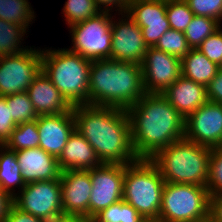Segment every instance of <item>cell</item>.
Returning a JSON list of instances; mask_svg holds the SVG:
<instances>
[{
	"mask_svg": "<svg viewBox=\"0 0 222 222\" xmlns=\"http://www.w3.org/2000/svg\"><path fill=\"white\" fill-rule=\"evenodd\" d=\"M75 131L94 148L101 163L129 165L138 160L125 109L77 105L72 108Z\"/></svg>",
	"mask_w": 222,
	"mask_h": 222,
	"instance_id": "cell-1",
	"label": "cell"
},
{
	"mask_svg": "<svg viewBox=\"0 0 222 222\" xmlns=\"http://www.w3.org/2000/svg\"><path fill=\"white\" fill-rule=\"evenodd\" d=\"M126 111L138 159H150L185 136V119L161 93H146Z\"/></svg>",
	"mask_w": 222,
	"mask_h": 222,
	"instance_id": "cell-2",
	"label": "cell"
},
{
	"mask_svg": "<svg viewBox=\"0 0 222 222\" xmlns=\"http://www.w3.org/2000/svg\"><path fill=\"white\" fill-rule=\"evenodd\" d=\"M145 94L141 65L113 59L92 60L89 105L127 110Z\"/></svg>",
	"mask_w": 222,
	"mask_h": 222,
	"instance_id": "cell-3",
	"label": "cell"
},
{
	"mask_svg": "<svg viewBox=\"0 0 222 222\" xmlns=\"http://www.w3.org/2000/svg\"><path fill=\"white\" fill-rule=\"evenodd\" d=\"M42 71L72 106L89 105V77L92 60L69 48L41 49Z\"/></svg>",
	"mask_w": 222,
	"mask_h": 222,
	"instance_id": "cell-4",
	"label": "cell"
},
{
	"mask_svg": "<svg viewBox=\"0 0 222 222\" xmlns=\"http://www.w3.org/2000/svg\"><path fill=\"white\" fill-rule=\"evenodd\" d=\"M211 148L185 137L159 150L149 160L165 182L207 186Z\"/></svg>",
	"mask_w": 222,
	"mask_h": 222,
	"instance_id": "cell-5",
	"label": "cell"
},
{
	"mask_svg": "<svg viewBox=\"0 0 222 222\" xmlns=\"http://www.w3.org/2000/svg\"><path fill=\"white\" fill-rule=\"evenodd\" d=\"M165 181L149 159L125 165L123 200L145 219H159Z\"/></svg>",
	"mask_w": 222,
	"mask_h": 222,
	"instance_id": "cell-6",
	"label": "cell"
},
{
	"mask_svg": "<svg viewBox=\"0 0 222 222\" xmlns=\"http://www.w3.org/2000/svg\"><path fill=\"white\" fill-rule=\"evenodd\" d=\"M210 194L207 187L165 182L159 222H209Z\"/></svg>",
	"mask_w": 222,
	"mask_h": 222,
	"instance_id": "cell-7",
	"label": "cell"
},
{
	"mask_svg": "<svg viewBox=\"0 0 222 222\" xmlns=\"http://www.w3.org/2000/svg\"><path fill=\"white\" fill-rule=\"evenodd\" d=\"M111 13L101 11L92 18L68 27L73 44L69 50L89 60L110 59Z\"/></svg>",
	"mask_w": 222,
	"mask_h": 222,
	"instance_id": "cell-8",
	"label": "cell"
},
{
	"mask_svg": "<svg viewBox=\"0 0 222 222\" xmlns=\"http://www.w3.org/2000/svg\"><path fill=\"white\" fill-rule=\"evenodd\" d=\"M29 47L21 53L0 57V97L26 92L41 72V49Z\"/></svg>",
	"mask_w": 222,
	"mask_h": 222,
	"instance_id": "cell-9",
	"label": "cell"
},
{
	"mask_svg": "<svg viewBox=\"0 0 222 222\" xmlns=\"http://www.w3.org/2000/svg\"><path fill=\"white\" fill-rule=\"evenodd\" d=\"M13 205L43 220L63 214L60 178L27 183L13 198Z\"/></svg>",
	"mask_w": 222,
	"mask_h": 222,
	"instance_id": "cell-10",
	"label": "cell"
},
{
	"mask_svg": "<svg viewBox=\"0 0 222 222\" xmlns=\"http://www.w3.org/2000/svg\"><path fill=\"white\" fill-rule=\"evenodd\" d=\"M125 165L106 164L90 170L92 191L89 199V221L102 209L123 199Z\"/></svg>",
	"mask_w": 222,
	"mask_h": 222,
	"instance_id": "cell-11",
	"label": "cell"
},
{
	"mask_svg": "<svg viewBox=\"0 0 222 222\" xmlns=\"http://www.w3.org/2000/svg\"><path fill=\"white\" fill-rule=\"evenodd\" d=\"M118 15L121 18L112 16L111 21L110 59L141 65L148 49L141 28L126 13Z\"/></svg>",
	"mask_w": 222,
	"mask_h": 222,
	"instance_id": "cell-12",
	"label": "cell"
},
{
	"mask_svg": "<svg viewBox=\"0 0 222 222\" xmlns=\"http://www.w3.org/2000/svg\"><path fill=\"white\" fill-rule=\"evenodd\" d=\"M186 139L209 148L222 147V104L207 101L185 119Z\"/></svg>",
	"mask_w": 222,
	"mask_h": 222,
	"instance_id": "cell-13",
	"label": "cell"
},
{
	"mask_svg": "<svg viewBox=\"0 0 222 222\" xmlns=\"http://www.w3.org/2000/svg\"><path fill=\"white\" fill-rule=\"evenodd\" d=\"M181 59L148 47L141 64L146 93H162L181 76Z\"/></svg>",
	"mask_w": 222,
	"mask_h": 222,
	"instance_id": "cell-14",
	"label": "cell"
},
{
	"mask_svg": "<svg viewBox=\"0 0 222 222\" xmlns=\"http://www.w3.org/2000/svg\"><path fill=\"white\" fill-rule=\"evenodd\" d=\"M126 14L141 28L148 47L170 29L166 15V0H128Z\"/></svg>",
	"mask_w": 222,
	"mask_h": 222,
	"instance_id": "cell-15",
	"label": "cell"
},
{
	"mask_svg": "<svg viewBox=\"0 0 222 222\" xmlns=\"http://www.w3.org/2000/svg\"><path fill=\"white\" fill-rule=\"evenodd\" d=\"M62 211L89 221L90 170H64L60 175Z\"/></svg>",
	"mask_w": 222,
	"mask_h": 222,
	"instance_id": "cell-16",
	"label": "cell"
},
{
	"mask_svg": "<svg viewBox=\"0 0 222 222\" xmlns=\"http://www.w3.org/2000/svg\"><path fill=\"white\" fill-rule=\"evenodd\" d=\"M36 122L40 137L39 147L58 158L69 136L75 130L73 112L39 115Z\"/></svg>",
	"mask_w": 222,
	"mask_h": 222,
	"instance_id": "cell-17",
	"label": "cell"
},
{
	"mask_svg": "<svg viewBox=\"0 0 222 222\" xmlns=\"http://www.w3.org/2000/svg\"><path fill=\"white\" fill-rule=\"evenodd\" d=\"M25 184L59 179L61 170L57 157L45 152L42 148H27L15 151Z\"/></svg>",
	"mask_w": 222,
	"mask_h": 222,
	"instance_id": "cell-18",
	"label": "cell"
},
{
	"mask_svg": "<svg viewBox=\"0 0 222 222\" xmlns=\"http://www.w3.org/2000/svg\"><path fill=\"white\" fill-rule=\"evenodd\" d=\"M26 92L38 116L56 115L72 111L73 107L42 70Z\"/></svg>",
	"mask_w": 222,
	"mask_h": 222,
	"instance_id": "cell-19",
	"label": "cell"
},
{
	"mask_svg": "<svg viewBox=\"0 0 222 222\" xmlns=\"http://www.w3.org/2000/svg\"><path fill=\"white\" fill-rule=\"evenodd\" d=\"M161 94L184 119L208 101L206 86L182 75Z\"/></svg>",
	"mask_w": 222,
	"mask_h": 222,
	"instance_id": "cell-20",
	"label": "cell"
},
{
	"mask_svg": "<svg viewBox=\"0 0 222 222\" xmlns=\"http://www.w3.org/2000/svg\"><path fill=\"white\" fill-rule=\"evenodd\" d=\"M57 160L61 171L91 170L102 164L94 148L75 130L69 136Z\"/></svg>",
	"mask_w": 222,
	"mask_h": 222,
	"instance_id": "cell-21",
	"label": "cell"
},
{
	"mask_svg": "<svg viewBox=\"0 0 222 222\" xmlns=\"http://www.w3.org/2000/svg\"><path fill=\"white\" fill-rule=\"evenodd\" d=\"M181 75L195 83L207 86L217 75L220 66L211 62L200 50L191 48L181 59Z\"/></svg>",
	"mask_w": 222,
	"mask_h": 222,
	"instance_id": "cell-22",
	"label": "cell"
},
{
	"mask_svg": "<svg viewBox=\"0 0 222 222\" xmlns=\"http://www.w3.org/2000/svg\"><path fill=\"white\" fill-rule=\"evenodd\" d=\"M25 185L15 151L0 145V188L14 198Z\"/></svg>",
	"mask_w": 222,
	"mask_h": 222,
	"instance_id": "cell-23",
	"label": "cell"
},
{
	"mask_svg": "<svg viewBox=\"0 0 222 222\" xmlns=\"http://www.w3.org/2000/svg\"><path fill=\"white\" fill-rule=\"evenodd\" d=\"M26 31L23 26L0 19V57L12 56L29 49L22 45Z\"/></svg>",
	"mask_w": 222,
	"mask_h": 222,
	"instance_id": "cell-24",
	"label": "cell"
},
{
	"mask_svg": "<svg viewBox=\"0 0 222 222\" xmlns=\"http://www.w3.org/2000/svg\"><path fill=\"white\" fill-rule=\"evenodd\" d=\"M29 0H0V19L23 26L27 32L36 18ZM30 24V25H29Z\"/></svg>",
	"mask_w": 222,
	"mask_h": 222,
	"instance_id": "cell-25",
	"label": "cell"
},
{
	"mask_svg": "<svg viewBox=\"0 0 222 222\" xmlns=\"http://www.w3.org/2000/svg\"><path fill=\"white\" fill-rule=\"evenodd\" d=\"M39 132L36 120L17 124L11 132L10 138L5 142V146L13 151L27 148L39 147Z\"/></svg>",
	"mask_w": 222,
	"mask_h": 222,
	"instance_id": "cell-26",
	"label": "cell"
},
{
	"mask_svg": "<svg viewBox=\"0 0 222 222\" xmlns=\"http://www.w3.org/2000/svg\"><path fill=\"white\" fill-rule=\"evenodd\" d=\"M145 218L129 203L120 201L102 209L91 222H142Z\"/></svg>",
	"mask_w": 222,
	"mask_h": 222,
	"instance_id": "cell-27",
	"label": "cell"
},
{
	"mask_svg": "<svg viewBox=\"0 0 222 222\" xmlns=\"http://www.w3.org/2000/svg\"><path fill=\"white\" fill-rule=\"evenodd\" d=\"M222 25L215 19L206 16L194 15L184 31L190 48H198L200 44Z\"/></svg>",
	"mask_w": 222,
	"mask_h": 222,
	"instance_id": "cell-28",
	"label": "cell"
},
{
	"mask_svg": "<svg viewBox=\"0 0 222 222\" xmlns=\"http://www.w3.org/2000/svg\"><path fill=\"white\" fill-rule=\"evenodd\" d=\"M66 24L70 27L96 16L101 10L94 0H67L62 9Z\"/></svg>",
	"mask_w": 222,
	"mask_h": 222,
	"instance_id": "cell-29",
	"label": "cell"
},
{
	"mask_svg": "<svg viewBox=\"0 0 222 222\" xmlns=\"http://www.w3.org/2000/svg\"><path fill=\"white\" fill-rule=\"evenodd\" d=\"M4 98L16 124L32 122L37 119L38 115L27 92L12 94Z\"/></svg>",
	"mask_w": 222,
	"mask_h": 222,
	"instance_id": "cell-30",
	"label": "cell"
},
{
	"mask_svg": "<svg viewBox=\"0 0 222 222\" xmlns=\"http://www.w3.org/2000/svg\"><path fill=\"white\" fill-rule=\"evenodd\" d=\"M155 48L182 59L191 49L184 32L169 29L157 41Z\"/></svg>",
	"mask_w": 222,
	"mask_h": 222,
	"instance_id": "cell-31",
	"label": "cell"
},
{
	"mask_svg": "<svg viewBox=\"0 0 222 222\" xmlns=\"http://www.w3.org/2000/svg\"><path fill=\"white\" fill-rule=\"evenodd\" d=\"M166 15L170 29L184 32L194 14L184 0H166Z\"/></svg>",
	"mask_w": 222,
	"mask_h": 222,
	"instance_id": "cell-32",
	"label": "cell"
},
{
	"mask_svg": "<svg viewBox=\"0 0 222 222\" xmlns=\"http://www.w3.org/2000/svg\"><path fill=\"white\" fill-rule=\"evenodd\" d=\"M206 187L210 197L222 193V147L211 149Z\"/></svg>",
	"mask_w": 222,
	"mask_h": 222,
	"instance_id": "cell-33",
	"label": "cell"
},
{
	"mask_svg": "<svg viewBox=\"0 0 222 222\" xmlns=\"http://www.w3.org/2000/svg\"><path fill=\"white\" fill-rule=\"evenodd\" d=\"M196 16H206L222 21V0H184Z\"/></svg>",
	"mask_w": 222,
	"mask_h": 222,
	"instance_id": "cell-34",
	"label": "cell"
},
{
	"mask_svg": "<svg viewBox=\"0 0 222 222\" xmlns=\"http://www.w3.org/2000/svg\"><path fill=\"white\" fill-rule=\"evenodd\" d=\"M211 62L222 65V27L209 35L197 48Z\"/></svg>",
	"mask_w": 222,
	"mask_h": 222,
	"instance_id": "cell-35",
	"label": "cell"
},
{
	"mask_svg": "<svg viewBox=\"0 0 222 222\" xmlns=\"http://www.w3.org/2000/svg\"><path fill=\"white\" fill-rule=\"evenodd\" d=\"M16 126L17 124L11 117L10 108H8L6 99L0 97V145L5 144Z\"/></svg>",
	"mask_w": 222,
	"mask_h": 222,
	"instance_id": "cell-36",
	"label": "cell"
},
{
	"mask_svg": "<svg viewBox=\"0 0 222 222\" xmlns=\"http://www.w3.org/2000/svg\"><path fill=\"white\" fill-rule=\"evenodd\" d=\"M208 101L222 104V70L206 86Z\"/></svg>",
	"mask_w": 222,
	"mask_h": 222,
	"instance_id": "cell-37",
	"label": "cell"
},
{
	"mask_svg": "<svg viewBox=\"0 0 222 222\" xmlns=\"http://www.w3.org/2000/svg\"><path fill=\"white\" fill-rule=\"evenodd\" d=\"M94 2L101 11L113 12L115 10L121 14L126 13L128 8V0H94Z\"/></svg>",
	"mask_w": 222,
	"mask_h": 222,
	"instance_id": "cell-38",
	"label": "cell"
},
{
	"mask_svg": "<svg viewBox=\"0 0 222 222\" xmlns=\"http://www.w3.org/2000/svg\"><path fill=\"white\" fill-rule=\"evenodd\" d=\"M45 220L40 219L31 214L25 213L19 210L17 207L12 205L6 215L4 222H44Z\"/></svg>",
	"mask_w": 222,
	"mask_h": 222,
	"instance_id": "cell-39",
	"label": "cell"
},
{
	"mask_svg": "<svg viewBox=\"0 0 222 222\" xmlns=\"http://www.w3.org/2000/svg\"><path fill=\"white\" fill-rule=\"evenodd\" d=\"M210 222H222V193L211 196Z\"/></svg>",
	"mask_w": 222,
	"mask_h": 222,
	"instance_id": "cell-40",
	"label": "cell"
},
{
	"mask_svg": "<svg viewBox=\"0 0 222 222\" xmlns=\"http://www.w3.org/2000/svg\"><path fill=\"white\" fill-rule=\"evenodd\" d=\"M13 205V198L0 188V222H4L10 207Z\"/></svg>",
	"mask_w": 222,
	"mask_h": 222,
	"instance_id": "cell-41",
	"label": "cell"
},
{
	"mask_svg": "<svg viewBox=\"0 0 222 222\" xmlns=\"http://www.w3.org/2000/svg\"><path fill=\"white\" fill-rule=\"evenodd\" d=\"M84 220L75 215L61 214L56 217L49 218L44 222H83Z\"/></svg>",
	"mask_w": 222,
	"mask_h": 222,
	"instance_id": "cell-42",
	"label": "cell"
},
{
	"mask_svg": "<svg viewBox=\"0 0 222 222\" xmlns=\"http://www.w3.org/2000/svg\"><path fill=\"white\" fill-rule=\"evenodd\" d=\"M142 222H159V221L154 219H144Z\"/></svg>",
	"mask_w": 222,
	"mask_h": 222,
	"instance_id": "cell-43",
	"label": "cell"
}]
</instances>
